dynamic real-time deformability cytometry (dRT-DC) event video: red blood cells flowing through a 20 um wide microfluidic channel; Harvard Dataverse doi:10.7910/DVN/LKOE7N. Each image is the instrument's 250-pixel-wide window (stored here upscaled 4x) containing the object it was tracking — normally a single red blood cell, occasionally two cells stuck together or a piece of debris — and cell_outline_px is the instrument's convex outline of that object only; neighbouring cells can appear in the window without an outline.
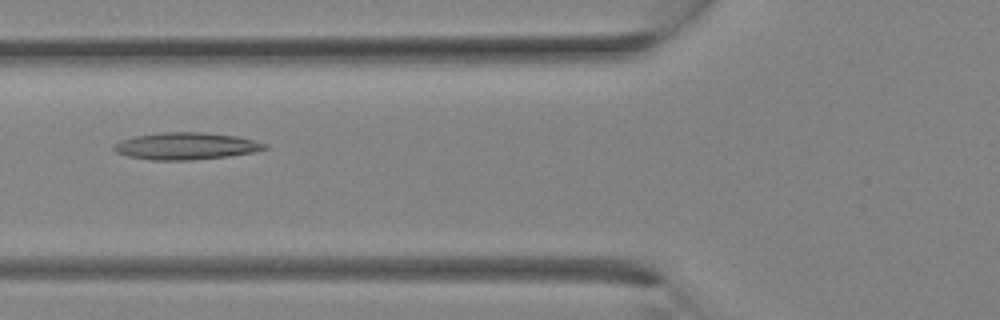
{"species": "Egyptian fruit bat (a non-hibernating species)", "species_latin": "Rousettus aegyptiacus", "temperature_condition": "room temperature", "stored_images_in_passage": 29, "camera_frame_rate_fps": 3000, "um_per_image_px": 0.085, "animal": {"sex": "female"}, "frame": {"image": 1, "passage_image": 11, "time_ms": 3.333, "image_size_px": [1000, 320], "cell_outline_px": [[268, 148], [252, 152], [228, 156], [192, 160], [152, 160], [128, 156], [116, 152], [112, 148], [112, 144], [120, 140], [136, 136], [164, 132], [204, 132], [236, 136], [268, 144]], "centroid_in_image_um": [15.78, 12.41], "position_along_channel_um": 110.0, "area_um2": 23.7}}
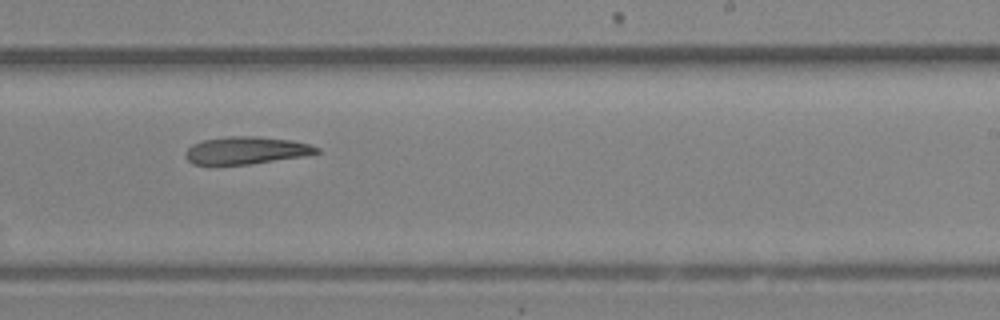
{"frame": {"image": 2, "passage_image": 18, "time_ms": 5.667, "image_size_px": [1000, 320], "cell_outline_px": [[320, 152], [304, 156], [248, 164], [192, 164], [184, 156], [184, 152], [192, 144], [204, 140], [228, 136], [252, 136], [292, 140], [308, 144], [320, 148]], "centroid_in_image_um": [20.91, 12.78], "position_along_channel_um": 268.1, "area_um2": 20.81}}
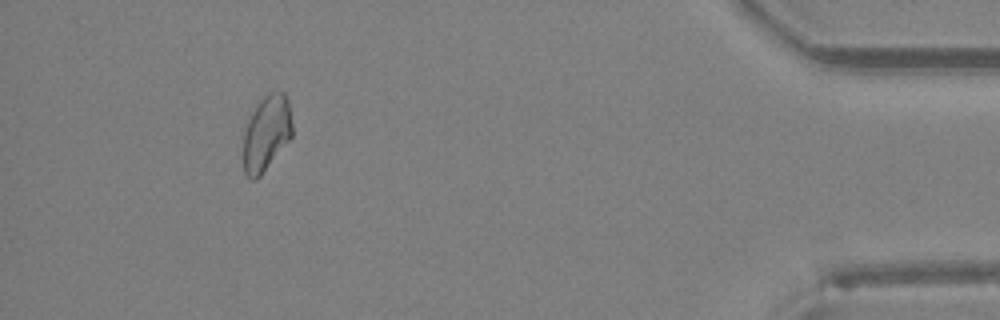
{"frame": {"image": 3, "passage_image": 27, "time_ms": 8.667, "image_size_px": [1000, 320], "cell_outline_px": [[292, 136], [260, 176], [256, 180], [252, 180], [244, 172], [244, 132], [248, 120], [256, 104], [264, 96], [272, 92], [284, 92], [288, 100], [292, 124]], "centroid_in_image_um": [22.65, 11.31], "position_along_channel_um": 412.6, "area_um2": 21.27}}